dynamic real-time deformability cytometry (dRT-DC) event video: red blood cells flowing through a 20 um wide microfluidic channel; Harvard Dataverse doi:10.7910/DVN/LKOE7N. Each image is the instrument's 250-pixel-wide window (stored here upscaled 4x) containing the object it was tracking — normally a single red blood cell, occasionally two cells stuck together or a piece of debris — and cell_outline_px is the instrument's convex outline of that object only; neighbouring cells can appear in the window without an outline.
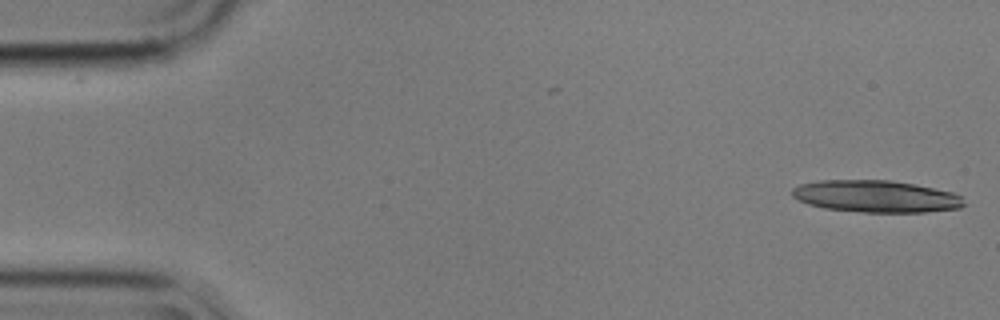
{"species": "common noctule bat (a hibernating species)", "species_latin": "Nyctalus noctula", "temperature_condition": "cold", "stored_images_in_passage": 15, "camera_frame_rate_fps": 3000, "um_per_image_px": 0.085, "animal": {"sex": "male", "body_mass_g": 17.9}, "frame": {"image": 1, "passage_image": 1, "time_ms": 0.0, "image_size_px": [1000, 320], "cell_outline_px": [[964, 204], [960, 208], [924, 212], [864, 212], [824, 208], [808, 204], [792, 196], [792, 188], [800, 184], [820, 180], [892, 180], [916, 184], [952, 192], [964, 196]], "centroid_in_image_um": [74.48, 16.68], "position_along_channel_um": 10.5, "area_um2": 32.14}}